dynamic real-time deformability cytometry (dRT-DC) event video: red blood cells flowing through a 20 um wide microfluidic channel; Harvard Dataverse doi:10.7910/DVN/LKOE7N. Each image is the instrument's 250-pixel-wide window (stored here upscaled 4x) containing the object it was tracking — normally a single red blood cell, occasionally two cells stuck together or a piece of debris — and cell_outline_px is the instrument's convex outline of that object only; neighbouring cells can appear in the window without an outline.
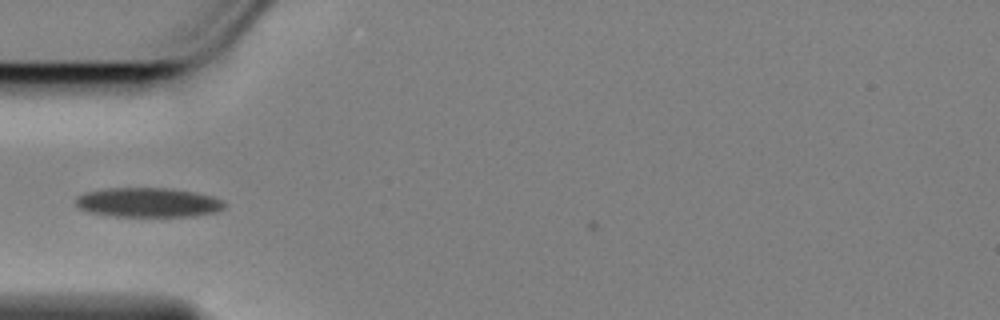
{"species": "Egyptian fruit bat (a non-hibernating species)", "species_latin": "Rousettus aegyptiacus", "temperature_condition": "cold", "stored_images_in_passage": 5, "camera_frame_rate_fps": 3000, "um_per_image_px": 0.085, "animal": {"sex": "female"}, "frame": {"image": 1, "passage_image": 2, "time_ms": 0.333, "image_size_px": [1000, 320], "cell_outline_px": [[224, 208], [220, 212], [196, 216], [112, 216], [88, 212], [80, 208], [76, 204], [76, 196], [84, 192], [108, 188], [168, 188], [192, 192], [212, 196], [220, 200], [224, 204]], "centroid_in_image_um": [12.58, 17.21], "position_along_channel_um": 72.4, "area_um2": 25.55}}